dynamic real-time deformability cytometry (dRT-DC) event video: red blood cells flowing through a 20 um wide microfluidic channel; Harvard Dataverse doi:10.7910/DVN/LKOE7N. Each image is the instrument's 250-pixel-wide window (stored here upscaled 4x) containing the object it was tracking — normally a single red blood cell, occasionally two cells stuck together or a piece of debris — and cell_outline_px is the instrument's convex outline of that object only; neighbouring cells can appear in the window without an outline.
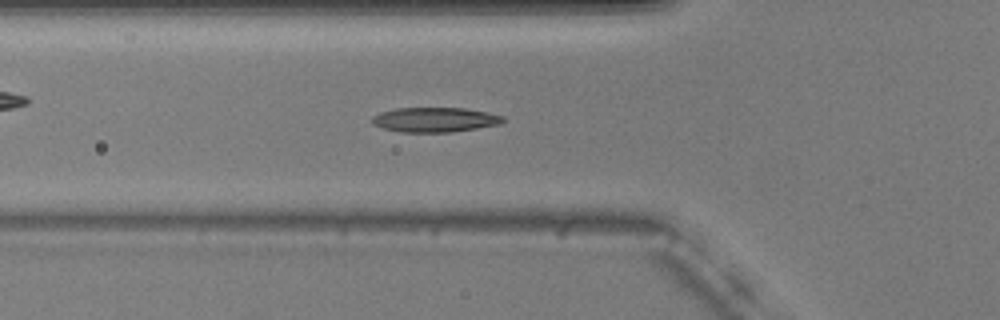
{"species": "common noctule bat (a hibernating species)", "species_latin": "Nyctalus noctula", "temperature_condition": "warm", "stored_images_in_passage": 54, "camera_frame_rate_fps": 3000, "um_per_image_px": 0.085, "animal": {"sex": "male", "body_mass_g": 20.5, "forearm_length_mm": 52.5}, "frame": {"image": 1, "passage_image": 18, "time_ms": 5.667, "image_size_px": [1000, 320], "cell_outline_px": [[504, 120], [500, 124], [452, 132], [400, 132], [384, 128], [372, 124], [372, 116], [380, 112], [396, 108], [464, 108], [504, 116]], "centroid_in_image_um": [36.93, 10.17], "position_along_channel_um": 88.9, "area_um2": 18.73}}
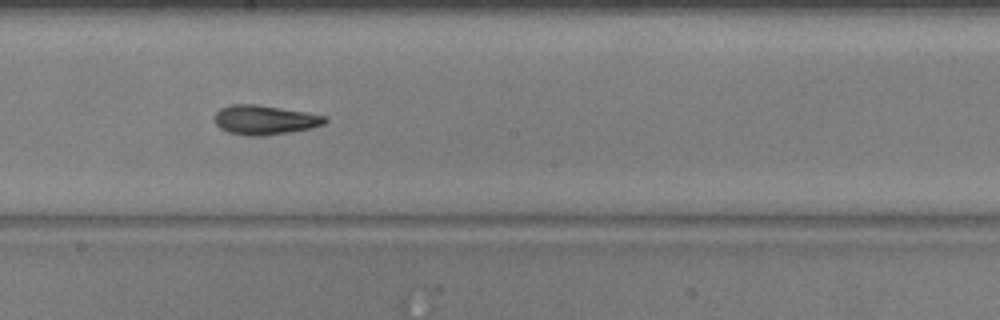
{"frame": {"image": 2, "passage_image": 29, "time_ms": 9.333, "image_size_px": [1000, 320], "cell_outline_px": [[328, 120], [324, 124], [312, 128], [288, 132], [260, 136], [244, 136], [228, 132], [220, 128], [216, 124], [216, 112], [220, 108], [232, 104], [256, 104], [328, 116]], "centroid_in_image_um": [22.51, 10.19], "position_along_channel_um": 225.7, "area_um2": 18.84}}
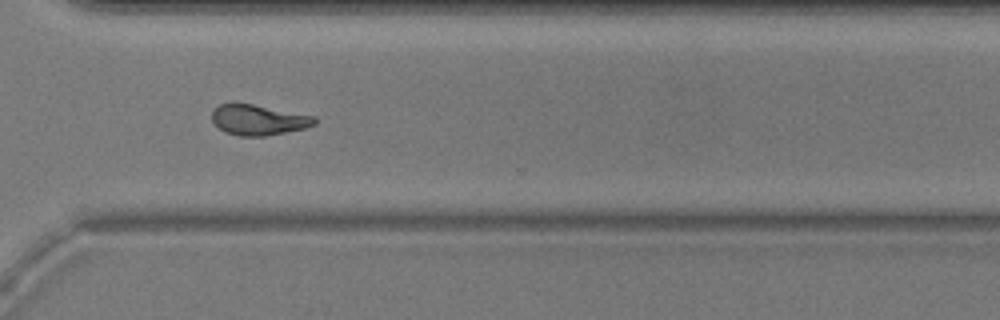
{"frame": {"image": 3, "passage_image": 39, "time_ms": 12.667, "image_size_px": [1000, 320], "cell_outline_px": [[316, 124], [304, 128], [264, 136], [240, 136], [224, 132], [212, 120], [212, 108], [220, 104], [232, 100], [316, 116]], "centroid_in_image_um": [21.91, 10.15], "position_along_channel_um": 348.7, "area_um2": 18.55}, "authors_computed_cell_mechanics": {"area_um2": 18.4382, "velocity_mm_per_s": 3.7128, "shape_relaxation_time_tau1_ms": 9.6085, "shape_relaxation_time_tau2_ms": 4.1055, "deformation_change_tau1": 0.257, "deformation_change_tau2": 0.1275}}